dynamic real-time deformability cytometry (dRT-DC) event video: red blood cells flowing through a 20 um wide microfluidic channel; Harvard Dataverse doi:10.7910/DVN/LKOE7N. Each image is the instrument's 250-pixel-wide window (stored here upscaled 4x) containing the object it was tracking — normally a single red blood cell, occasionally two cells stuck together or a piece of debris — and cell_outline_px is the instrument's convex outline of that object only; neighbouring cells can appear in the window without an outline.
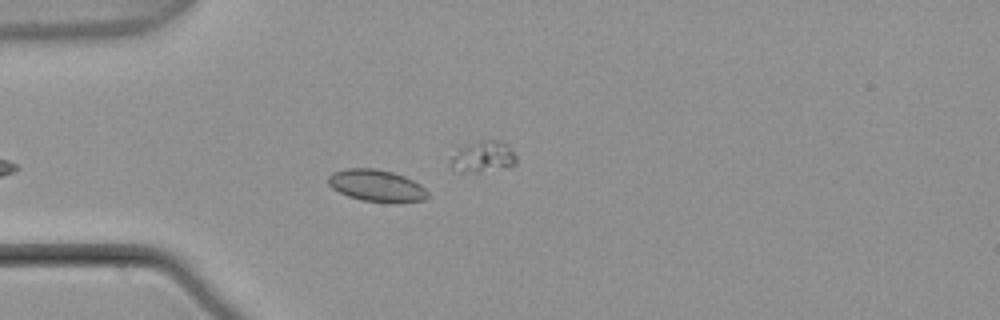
{"species": "common noctule bat (a hibernating species)", "species_latin": "Nyctalus noctula", "temperature_condition": "warm", "stored_images_in_passage": 6, "camera_frame_rate_fps": 3000, "um_per_image_px": 0.085, "animal": {"sex": "male", "body_mass_g": 21.5, "forearm_length_mm": 52.0}, "frame": {"image": 1, "passage_image": 3, "time_ms": 0.667, "image_size_px": [1000, 320], "cell_outline_px": [[428, 196], [424, 200], [364, 200], [348, 196], [332, 188], [328, 184], [328, 176], [332, 172], [344, 168], [372, 168], [392, 172], [404, 176], [420, 184], [428, 192]], "centroid_in_image_um": [31.94, 15.72], "position_along_channel_um": 53.1, "area_um2": 17.8}}
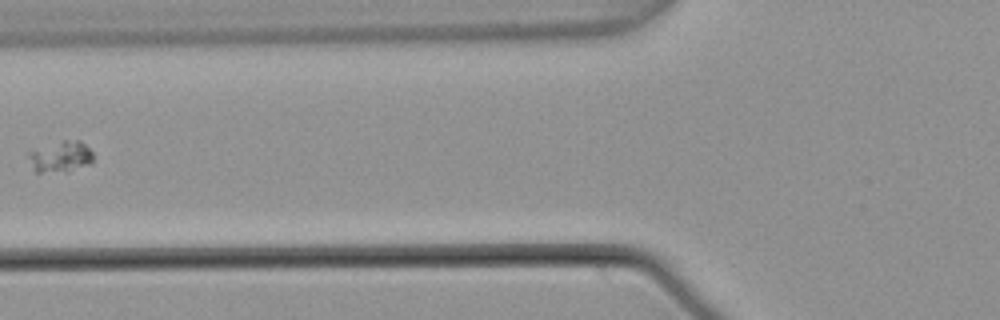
{"frame": {"image": 2, "passage_image": 5, "time_ms": 1.333, "image_size_px": [1000, 320], "cell_outline_px": [[92, 164], [68, 172], [36, 172], [28, 156], [28, 152], [64, 140], [80, 140], [92, 152]], "centroid_in_image_um": [5.2, 13.34], "position_along_channel_um": 120.6, "area_um2": 11.56}}
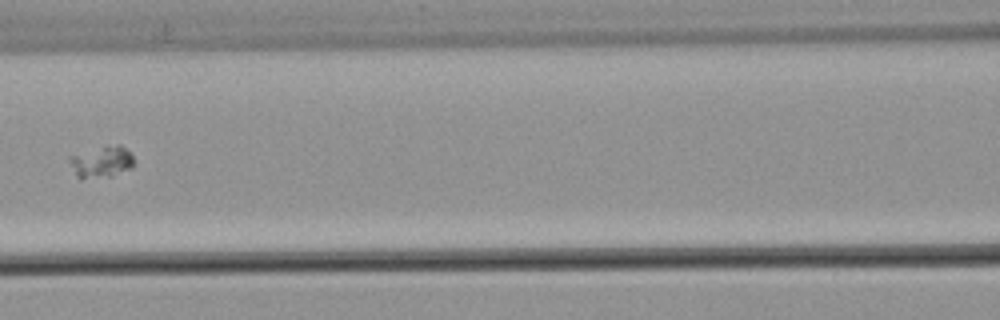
{"frame": {"image": 3, "passage_image": 6, "time_ms": 1.667, "image_size_px": [1000, 320], "cell_outline_px": [[132, 168], [112, 176], [76, 176], [68, 160], [68, 156], [116, 144], [120, 144], [132, 156]], "centroid_in_image_um": [8.63, 13.74], "position_along_channel_um": 158.0, "area_um2": 11.16}}